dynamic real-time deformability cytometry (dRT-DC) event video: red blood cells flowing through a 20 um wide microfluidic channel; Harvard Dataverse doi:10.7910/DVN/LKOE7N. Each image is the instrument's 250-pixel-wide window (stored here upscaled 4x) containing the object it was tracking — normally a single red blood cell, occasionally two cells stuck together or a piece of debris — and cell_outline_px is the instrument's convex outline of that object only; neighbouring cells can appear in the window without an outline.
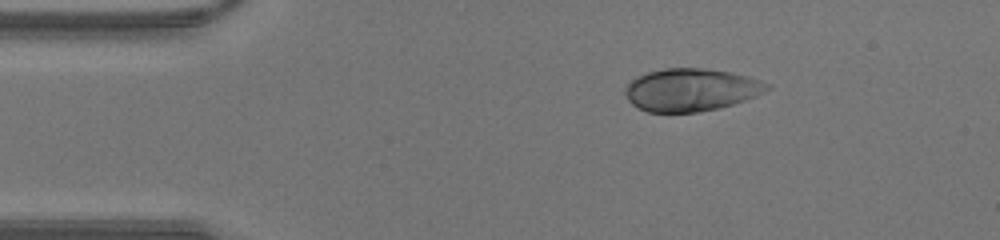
{"species": "human", "species_latin": "Homo sapiens", "temperature_condition": "warm", "stored_images_in_passage": 36, "camera_frame_rate_fps": 3000, "um_per_image_px": 0.085, "donor": {"sex": "male"}, "frame": {"image": 1, "passage_image": 1, "time_ms": 0.0, "image_size_px": [1000, 240], "cell_outline_px": [[772, 84], [764, 92], [756, 96], [720, 108], [700, 112], [648, 112], [636, 108], [628, 100], [624, 92], [624, 88], [636, 76], [648, 72], [664, 68], [704, 68], [732, 72], [748, 76]], "centroid_in_image_um": [58.72, 7.63], "position_along_channel_um": 26.3, "area_um2": 35.49}}
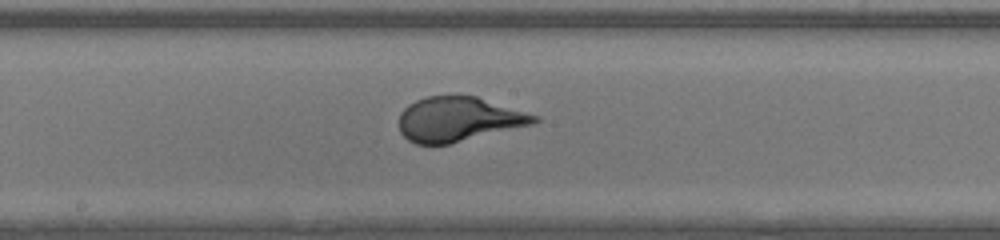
{"frame": {"image": 2, "passage_image": 16, "time_ms": 5.0, "image_size_px": [1000, 240], "cell_outline_px": [[540, 120], [532, 124], [448, 144], [416, 144], [408, 140], [400, 132], [400, 112], [408, 104], [416, 100], [428, 96], [476, 96], [540, 116]], "centroid_in_image_um": [38.97, 10.13], "position_along_channel_um": 209.2, "area_um2": 34.8}}
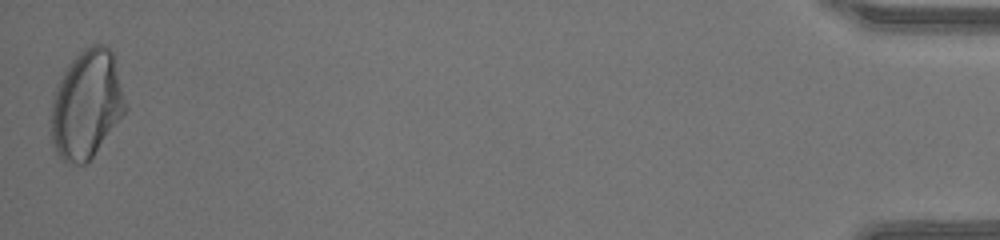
{"frame": {"image": 3, "passage_image": 36, "time_ms": 11.667, "image_size_px": [1000, 240], "cell_outline_px": [[128, 108], [88, 164], [76, 164], [64, 160], [56, 152], [52, 144], [52, 100], [56, 84], [68, 64], [76, 52], [92, 44], [104, 44], [112, 52], [116, 60], [128, 104]], "centroid_in_image_um": [7.39, 8.84], "position_along_channel_um": 427.8, "area_um2": 47.57}}